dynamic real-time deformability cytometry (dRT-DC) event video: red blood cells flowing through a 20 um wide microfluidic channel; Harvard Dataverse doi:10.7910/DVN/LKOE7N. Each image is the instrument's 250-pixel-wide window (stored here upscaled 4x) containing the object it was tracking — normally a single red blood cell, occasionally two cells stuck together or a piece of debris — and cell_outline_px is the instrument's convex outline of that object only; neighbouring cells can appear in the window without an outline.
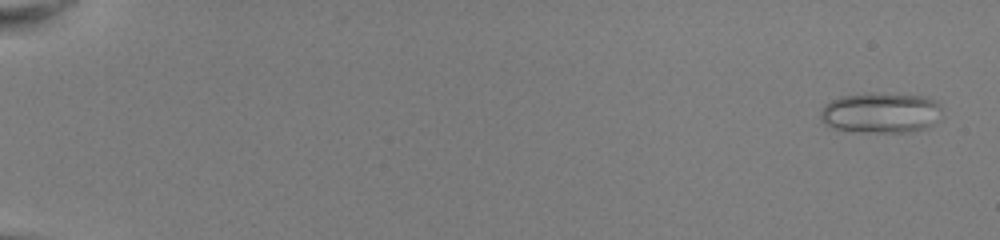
{"species": "common noctule bat (a hibernating species)", "species_latin": "Nyctalus noctula", "temperature_condition": "room temperature", "stored_images_in_passage": 52, "camera_frame_rate_fps": 3000, "um_per_image_px": 0.085, "animal": {"sex": "female", "body_mass_g": 22.0, "forearm_length_mm": 56.7}, "frame": {"image": 1, "passage_image": 2, "time_ms": 0.333, "image_size_px": [1000, 240], "cell_outline_px": [[940, 120], [924, 128], [912, 132], [856, 132], [832, 128], [824, 124], [820, 120], [820, 112], [824, 104], [840, 96], [868, 92], [884, 92], [924, 96], [936, 100], [940, 104]], "centroid_in_image_um": [74.85, 9.57], "position_along_channel_um": 10.2, "area_um2": 29.42}}
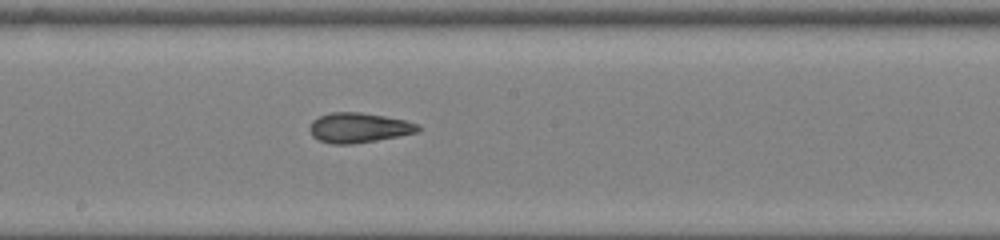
{"frame": {"image": 2, "passage_image": 31, "time_ms": 10.0, "image_size_px": [1000, 240], "cell_outline_px": [[420, 132], [376, 140], [352, 144], [332, 144], [320, 140], [312, 136], [308, 128], [312, 120], [320, 116], [332, 112], [360, 112], [384, 116], [404, 120], [420, 124]], "centroid_in_image_um": [30.49, 10.85], "position_along_channel_um": 217.7, "area_um2": 18.9}}
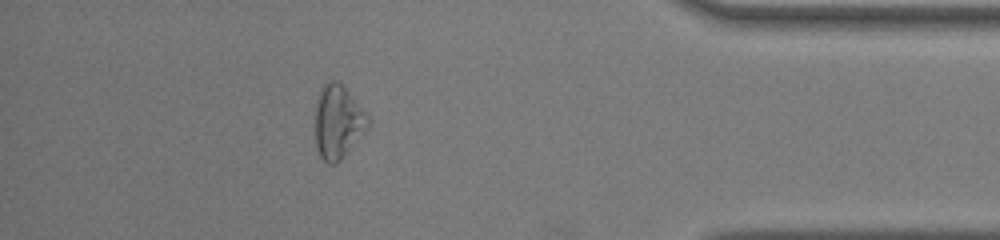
{"frame": {"image": 3, "passage_image": 47, "time_ms": 15.333, "image_size_px": [1000, 240], "cell_outline_px": [[372, 120], [368, 128], [340, 160], [336, 164], [328, 164], [320, 156], [316, 144], [316, 104], [320, 88], [324, 84], [332, 80], [336, 80], [348, 92]], "centroid_in_image_um": [28.73, 10.37], "position_along_channel_um": 406.5, "area_um2": 22.31}, "authors_computed_cell_mechanics": {"area_um2": 21.0681, "velocity_mm_per_s": 4.0699, "shape_relaxation_time_tau1_ms": 11.1467, "shape_relaxation_time_tau2_ms": 2.1785, "deformation_change_tau1": 0.1996, "deformation_change_tau2": 0.0883}}